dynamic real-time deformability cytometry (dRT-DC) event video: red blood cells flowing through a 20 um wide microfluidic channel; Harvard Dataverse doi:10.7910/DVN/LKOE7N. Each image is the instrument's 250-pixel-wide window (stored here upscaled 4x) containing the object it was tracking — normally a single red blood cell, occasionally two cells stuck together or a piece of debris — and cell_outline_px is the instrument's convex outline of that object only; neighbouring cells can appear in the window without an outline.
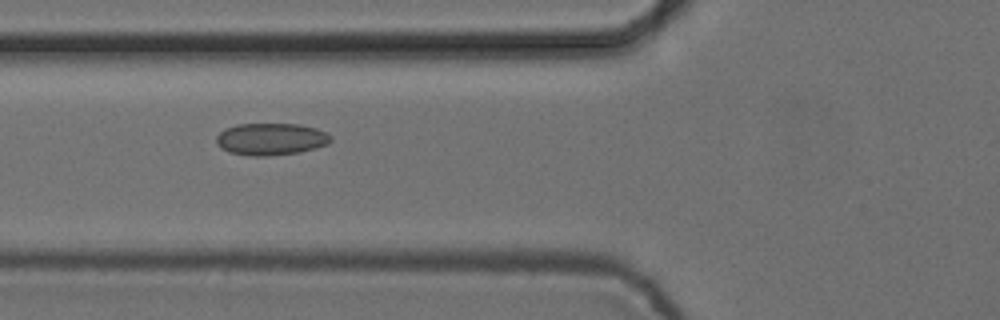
{"species": "common noctule bat (a hibernating species)", "species_latin": "Nyctalus noctula", "temperature_condition": "cold", "stored_images_in_passage": 5, "camera_frame_rate_fps": 3000, "um_per_image_px": 0.085, "animal": {"sex": "female", "body_mass_g": 24.6, "forearm_length_mm": 56.2}, "frame": {"image": 1, "passage_image": 4, "time_ms": 1.0, "image_size_px": [1000, 320], "cell_outline_px": [[332, 140], [328, 144], [316, 148], [300, 152], [268, 156], [252, 156], [228, 152], [220, 148], [216, 144], [216, 136], [224, 128], [236, 124], [296, 124], [316, 128], [332, 136]], "centroid_in_image_um": [23.0, 11.83], "position_along_channel_um": 102.8, "area_um2": 21.56}}
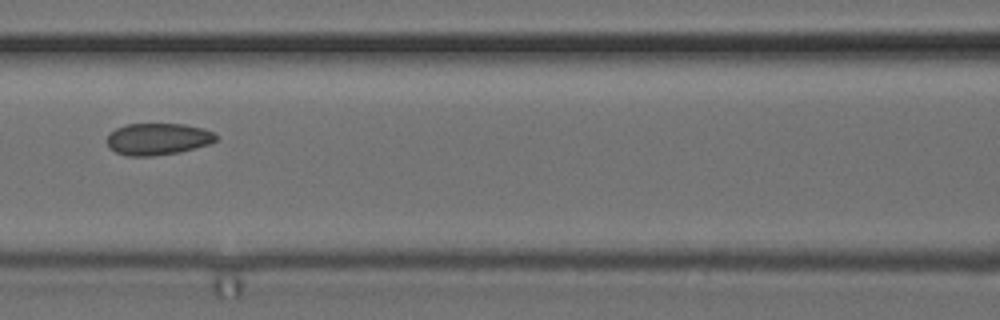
{"frame": {"image": 2, "passage_image": 5, "time_ms": 1.333, "image_size_px": [1000, 320], "cell_outline_px": [[220, 136], [216, 140], [208, 144], [180, 152], [152, 156], [128, 156], [116, 152], [108, 148], [108, 136], [116, 128], [128, 124], [184, 124], [204, 128], [216, 132]], "centroid_in_image_um": [13.46, 11.81], "position_along_channel_um": 153.1, "area_um2": 20.29}}